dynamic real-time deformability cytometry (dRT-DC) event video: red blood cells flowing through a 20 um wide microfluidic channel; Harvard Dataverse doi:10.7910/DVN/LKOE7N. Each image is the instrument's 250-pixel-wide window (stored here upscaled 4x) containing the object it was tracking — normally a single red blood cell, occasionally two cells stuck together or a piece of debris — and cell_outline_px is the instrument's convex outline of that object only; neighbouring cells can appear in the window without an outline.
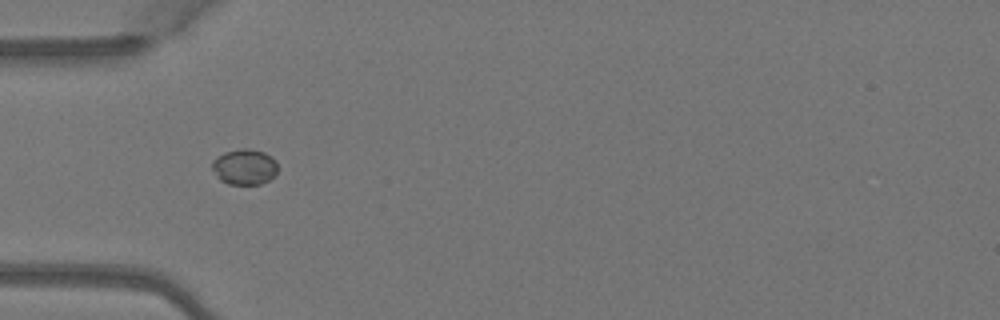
{"species": "Egyptian fruit bat (a non-hibernating species)", "species_latin": "Rousettus aegyptiacus", "temperature_condition": "warm", "stored_images_in_passage": 6, "camera_frame_rate_fps": 3000, "um_per_image_px": 0.085, "animal": {"sex": "female"}, "frame": {"image": 1, "passage_image": 3, "time_ms": 0.667, "image_size_px": [1000, 320], "cell_outline_px": [[276, 176], [260, 184], [228, 184], [220, 180], [216, 176], [212, 168], [212, 160], [216, 156], [224, 152], [240, 148], [248, 148], [264, 152], [272, 156], [276, 160]], "centroid_in_image_um": [20.77, 14.17], "position_along_channel_um": 64.2, "area_um2": 13.81}}
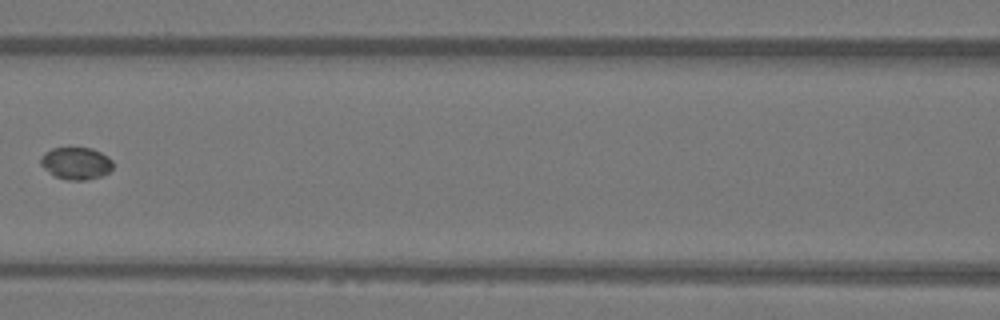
{"frame": {"image": 2, "passage_image": 5, "time_ms": 1.333, "image_size_px": [1000, 320], "cell_outline_px": [[112, 168], [108, 172], [100, 176], [88, 180], [68, 180], [56, 176], [48, 172], [40, 164], [40, 156], [44, 152], [52, 148], [92, 148], [108, 156], [112, 160]], "centroid_in_image_um": [6.45, 13.87], "position_along_channel_um": 160.2, "area_um2": 13.58}}
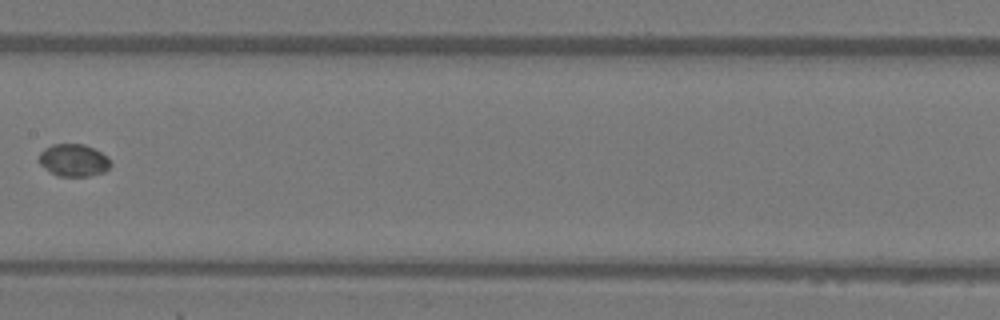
{"frame": {"image": 3, "passage_image": 6, "time_ms": 1.667, "image_size_px": [1000, 320], "cell_outline_px": [[112, 164], [104, 172], [88, 176], [60, 176], [52, 172], [40, 164], [36, 160], [40, 152], [44, 148], [52, 144], [84, 144], [108, 156]], "centroid_in_image_um": [6.24, 13.61], "position_along_channel_um": 201.2, "area_um2": 13.53}}